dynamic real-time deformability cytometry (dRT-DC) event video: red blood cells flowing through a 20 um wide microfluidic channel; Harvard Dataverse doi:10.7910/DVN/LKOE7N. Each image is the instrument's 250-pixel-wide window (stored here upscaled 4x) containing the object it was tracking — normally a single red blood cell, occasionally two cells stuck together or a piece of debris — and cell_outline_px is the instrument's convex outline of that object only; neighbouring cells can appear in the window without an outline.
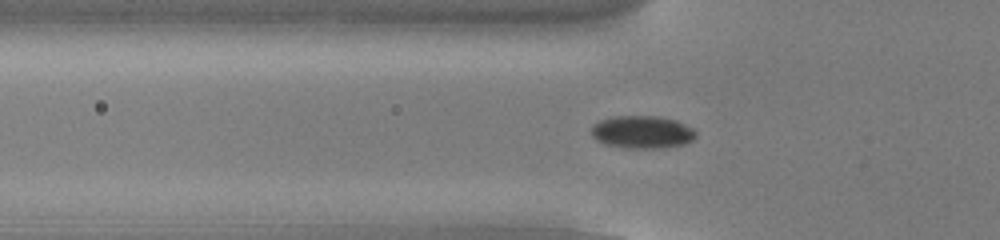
{"species": "common noctule bat (a hibernating species)", "species_latin": "Nyctalus noctula", "temperature_condition": "cold", "stored_images_in_passage": 43, "camera_frame_rate_fps": 3000, "um_per_image_px": 0.085, "animal": {"sex": "male", "body_mass_g": 13.0, "forearm_length_mm": 53.1}, "frame": {"image": 1, "passage_image": 7, "time_ms": 2.0, "image_size_px": [1000, 240], "cell_outline_px": [[696, 136], [692, 140], [684, 144], [660, 148], [628, 148], [604, 144], [596, 140], [592, 136], [592, 124], [600, 120], [612, 116], [660, 116], [676, 120], [692, 128], [696, 132]], "centroid_in_image_um": [54.57, 11.22], "position_along_channel_um": 71.2, "area_um2": 20.0}}
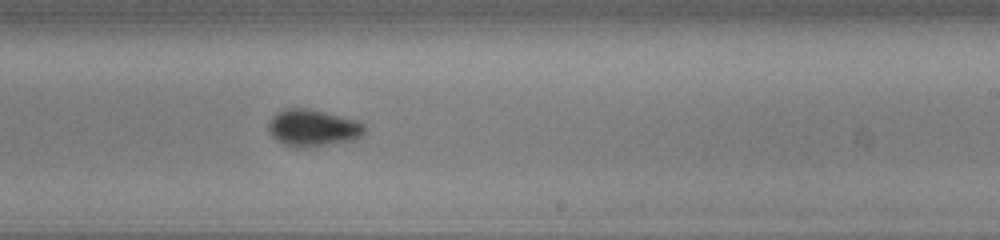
{"frame": {"image": 2, "passage_image": 22, "time_ms": 7.0, "image_size_px": [1000, 240], "cell_outline_px": [[364, 132], [360, 136], [352, 140], [308, 148], [296, 148], [284, 144], [276, 140], [268, 132], [268, 120], [276, 112], [284, 108], [308, 108], [356, 120], [364, 124]], "centroid_in_image_um": [26.53, 10.87], "position_along_channel_um": 262.5, "area_um2": 20.81}}
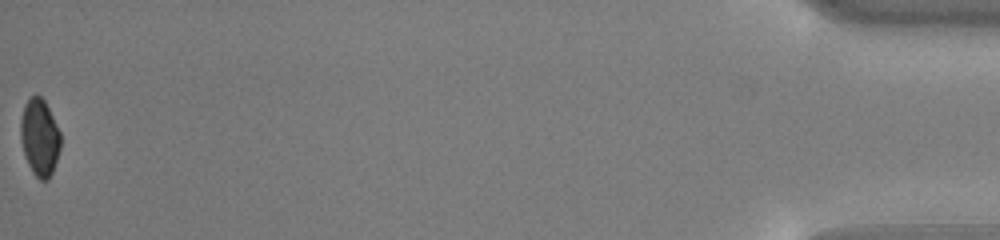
{"frame": {"image": 3, "passage_image": 43, "time_ms": 14.0, "image_size_px": [1000, 240], "cell_outline_px": [[60, 148], [52, 172], [48, 180], [40, 180], [32, 172], [24, 156], [20, 136], [20, 120], [24, 104], [32, 96], [40, 96], [44, 100], [60, 132]], "centroid_in_image_um": [3.35, 11.69], "position_along_channel_um": 431.9, "area_um2": 17.8}, "authors_computed_cell_mechanics": {"area_um2": 19.5364, "velocity_mm_per_s": 3.837, "shape_relaxation_time_tau1_ms": 2.298, "shape_relaxation_time_tau2_ms": null, "deformation_change_tau1": 0.0628, "deformation_change_tau2": null}}